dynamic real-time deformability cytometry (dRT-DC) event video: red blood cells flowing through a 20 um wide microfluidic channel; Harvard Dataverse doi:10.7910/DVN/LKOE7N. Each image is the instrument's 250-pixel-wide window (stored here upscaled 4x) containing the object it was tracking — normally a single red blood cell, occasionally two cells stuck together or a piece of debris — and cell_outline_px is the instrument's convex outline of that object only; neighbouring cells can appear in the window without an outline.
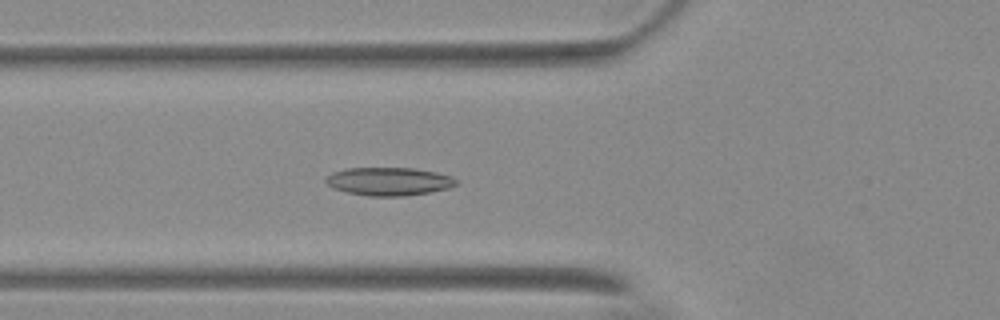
{"species": "Egyptian fruit bat (a non-hibernating species)", "species_latin": "Rousettus aegyptiacus", "temperature_condition": "warm", "stored_images_in_passage": 56, "camera_frame_rate_fps": 3000, "um_per_image_px": 0.085, "animal": {"sex": "female"}, "frame": {"image": 1, "passage_image": 21, "time_ms": 6.667, "image_size_px": [1000, 320], "cell_outline_px": [[460, 180], [456, 184], [448, 188], [432, 192], [404, 196], [368, 196], [348, 192], [332, 188], [324, 180], [332, 172], [348, 168], [412, 168], [436, 172], [452, 176]], "centroid_in_image_um": [33.08, 15.42], "position_along_channel_um": 92.7, "area_um2": 21.44}}
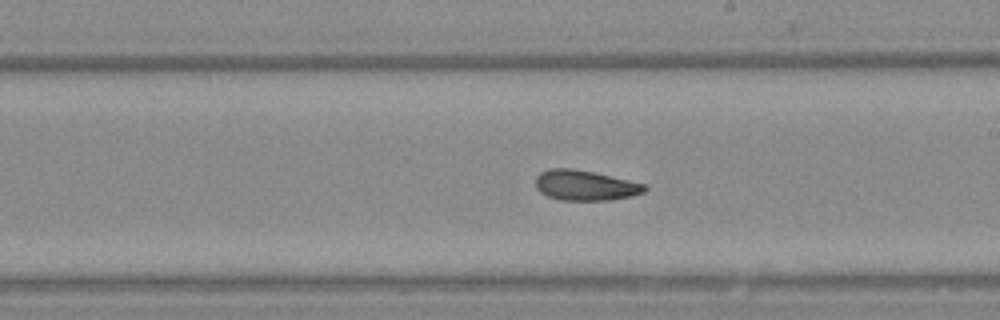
{"frame": {"image": 2, "passage_image": 33, "time_ms": 10.667, "image_size_px": [1000, 320], "cell_outline_px": [[648, 188], [644, 192], [632, 196], [608, 200], [560, 200], [548, 196], [540, 192], [536, 188], [536, 176], [540, 172], [548, 168], [572, 168], [592, 172], [628, 180], [644, 184]], "centroid_in_image_um": [49.71, 15.75], "position_along_channel_um": 239.3, "area_um2": 19.13}}
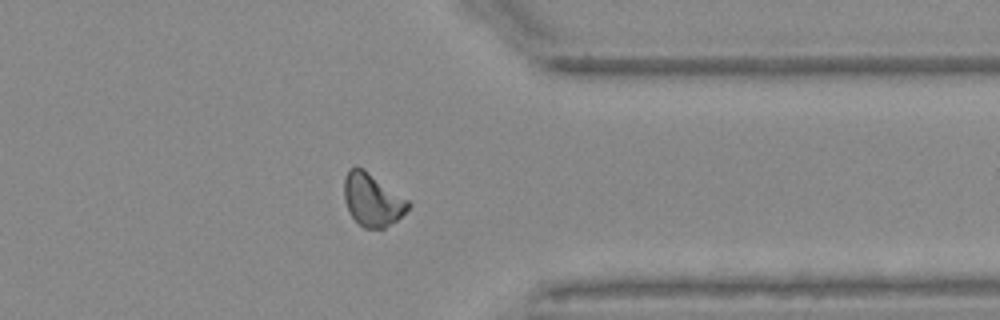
{"frame": {"image": 3, "passage_image": 45, "time_ms": 14.667, "image_size_px": [1000, 320], "cell_outline_px": [[412, 204], [396, 220], [384, 228], [364, 228], [348, 212], [344, 200], [344, 176], [348, 168], [356, 164], [364, 168], [408, 200]], "centroid_in_image_um": [31.6, 16.93], "position_along_channel_um": 379.8, "area_um2": 19.77}, "authors_computed_cell_mechanics": {"area_um2": 19.7098, "velocity_mm_per_s": 3.666, "shape_relaxation_time_tau1_ms": null, "shape_relaxation_time_tau2_ms": 3.3958, "deformation_change_tau1": null, "deformation_change_tau2": 0.0943}}